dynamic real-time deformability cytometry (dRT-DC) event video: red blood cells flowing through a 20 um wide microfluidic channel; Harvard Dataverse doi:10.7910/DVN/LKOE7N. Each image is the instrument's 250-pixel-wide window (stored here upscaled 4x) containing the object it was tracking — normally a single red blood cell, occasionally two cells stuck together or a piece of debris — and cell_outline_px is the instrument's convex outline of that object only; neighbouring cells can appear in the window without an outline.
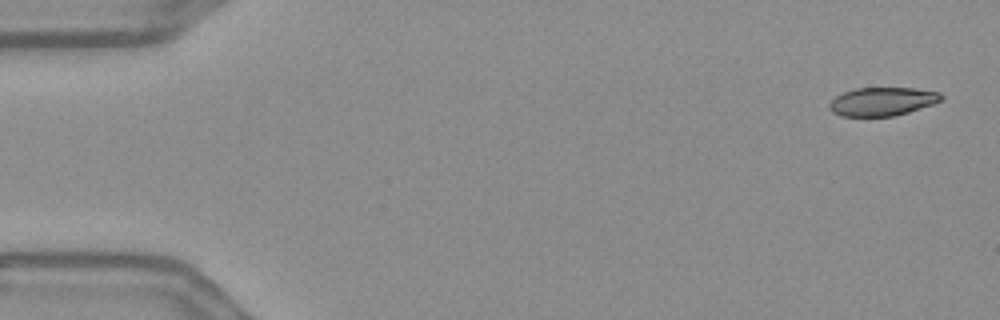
{"species": "Egyptian fruit bat (a non-hibernating species)", "species_latin": "Rousettus aegyptiacus", "temperature_condition": "warm", "stored_images_in_passage": 55, "camera_frame_rate_fps": 3000, "um_per_image_px": 0.085, "frame": {"image": 1, "passage_image": 1, "time_ms": 0.0, "image_size_px": [1000, 320], "cell_outline_px": [[944, 96], [940, 100], [932, 104], [908, 112], [892, 116], [840, 116], [832, 112], [828, 108], [828, 104], [836, 96], [852, 88], [912, 88], [940, 92]], "centroid_in_image_um": [74.95, 8.62], "position_along_channel_um": 10.0, "area_um2": 18.5}}
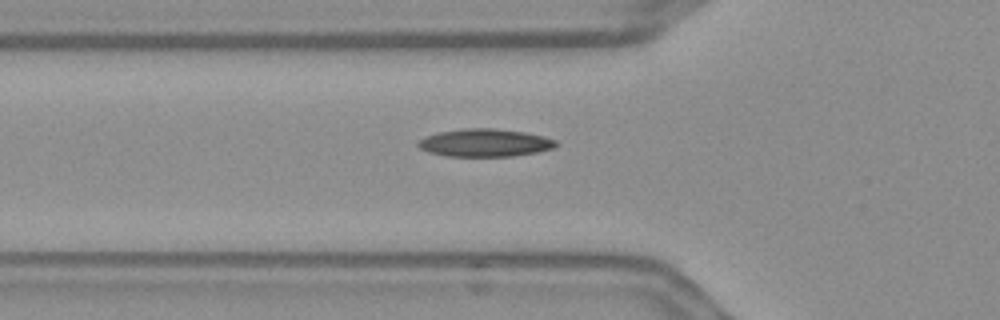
{"frame": {"image": 2, "passage_image": 18, "time_ms": 5.667, "image_size_px": [1000, 320], "cell_outline_px": [[560, 144], [552, 148], [536, 152], [512, 156], [444, 156], [428, 152], [420, 148], [416, 144], [420, 140], [428, 136], [440, 132], [464, 128], [492, 128], [524, 132], [544, 136], [556, 140]], "centroid_in_image_um": [41.23, 12.14], "position_along_channel_um": 84.6, "area_um2": 22.2}}
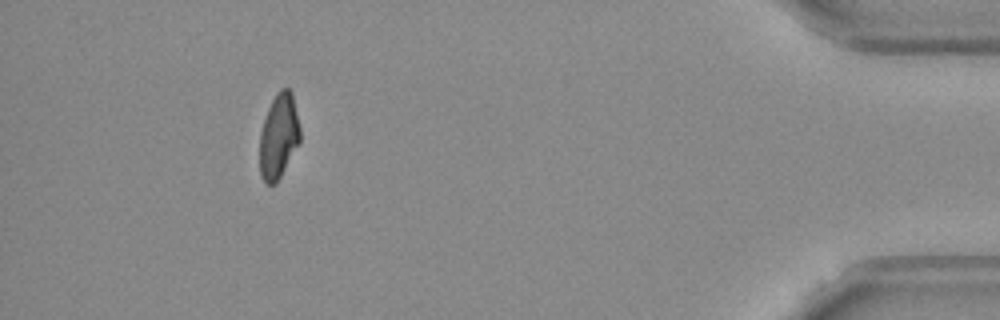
{"frame": {"image": 3, "passage_image": 50, "time_ms": 16.333, "image_size_px": [1000, 320], "cell_outline_px": [[300, 140], [276, 184], [264, 184], [260, 176], [260, 132], [268, 108], [276, 92], [280, 88], [288, 88], [292, 92], [300, 128]], "centroid_in_image_um": [23.68, 11.57], "position_along_channel_um": 411.5, "area_um2": 19.88}, "authors_computed_cell_mechanics": {"area_um2": 20.808, "velocity_mm_per_s": 3.6367, "shape_relaxation_time_tau1_ms": 10.886, "shape_relaxation_time_tau2_ms": 3.1718, "deformation_change_tau1": 0.2577, "deformation_change_tau2": 0.096}}